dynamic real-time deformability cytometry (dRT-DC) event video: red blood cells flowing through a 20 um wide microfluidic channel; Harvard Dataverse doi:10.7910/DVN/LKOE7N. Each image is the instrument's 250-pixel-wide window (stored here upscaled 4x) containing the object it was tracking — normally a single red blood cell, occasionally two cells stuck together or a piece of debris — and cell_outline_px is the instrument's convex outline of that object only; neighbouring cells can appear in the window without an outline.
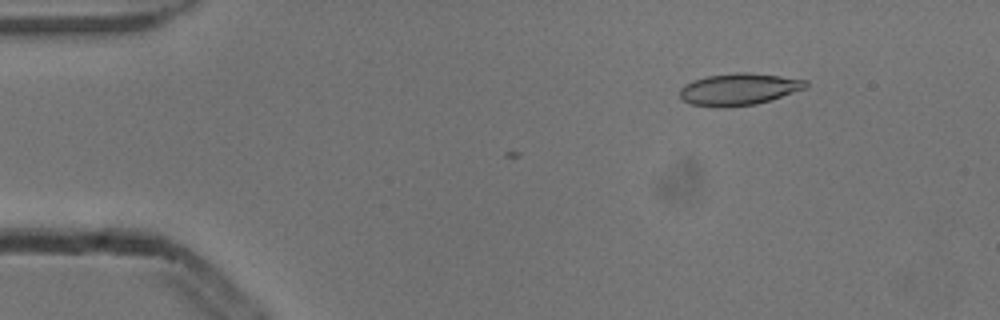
{"species": "common noctule bat (a hibernating species)", "species_latin": "Nyctalus noctula", "temperature_condition": "cold", "stored_images_in_passage": 4, "camera_frame_rate_fps": 3000, "um_per_image_px": 0.085, "animal": {"sex": "male", "body_mass_g": 13.3}, "frame": {"image": 1, "passage_image": 4, "time_ms": 1.0, "image_size_px": [1000, 320], "cell_outline_px": [[808, 88], [756, 104], [728, 108], [716, 108], [692, 104], [680, 100], [680, 88], [684, 84], [692, 80], [708, 76], [736, 72], [748, 72], [780, 76], [808, 80]], "centroid_in_image_um": [62.78, 7.59], "position_along_channel_um": 22.2, "area_um2": 23.76}}